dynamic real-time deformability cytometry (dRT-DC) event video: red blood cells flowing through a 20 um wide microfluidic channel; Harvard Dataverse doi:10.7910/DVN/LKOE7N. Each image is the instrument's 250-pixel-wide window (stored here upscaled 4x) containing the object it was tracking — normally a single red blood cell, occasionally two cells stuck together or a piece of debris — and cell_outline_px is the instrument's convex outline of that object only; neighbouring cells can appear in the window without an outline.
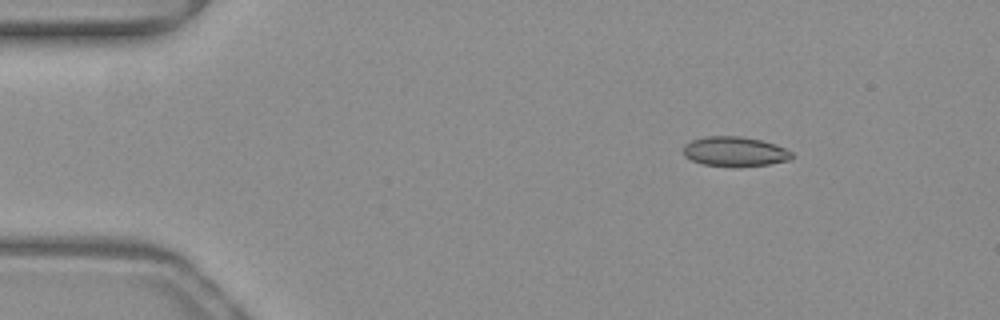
{"species": "common noctule bat (a hibernating species)", "species_latin": "Nyctalus noctula", "temperature_condition": "warm", "stored_images_in_passage": 51, "camera_frame_rate_fps": 3000, "um_per_image_px": 0.085, "animal": {"sex": "female", "body_mass_g": 19.3, "forearm_length_mm": 54.1}, "frame": {"image": 1, "passage_image": 7, "time_ms": 2.0, "image_size_px": [1000, 320], "cell_outline_px": [[792, 156], [788, 160], [768, 164], [704, 164], [692, 160], [684, 156], [684, 144], [692, 140], [708, 136], [740, 136], [760, 140], [776, 144], [792, 152]], "centroid_in_image_um": [62.44, 12.83], "position_along_channel_um": 22.6, "area_um2": 17.92}}
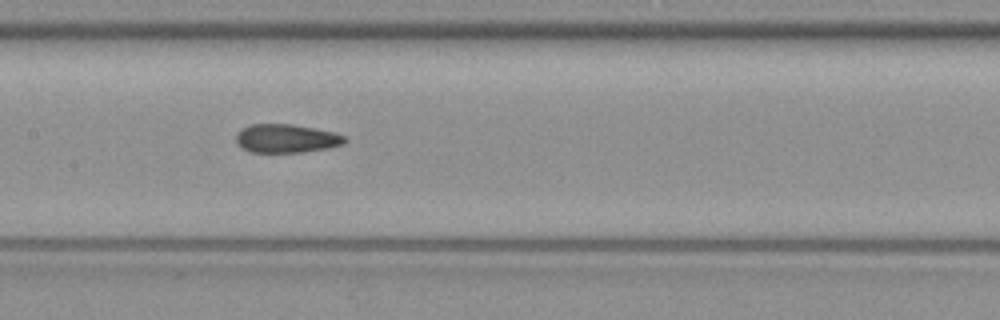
{"frame": {"image": 2, "passage_image": 25, "time_ms": 8.0, "image_size_px": [1000, 320], "cell_outline_px": [[348, 140], [344, 144], [328, 148], [304, 152], [252, 152], [236, 144], [236, 132], [252, 124], [292, 124], [336, 132], [344, 136]], "centroid_in_image_um": [24.37, 11.77], "position_along_channel_um": 183.0, "area_um2": 18.15}}
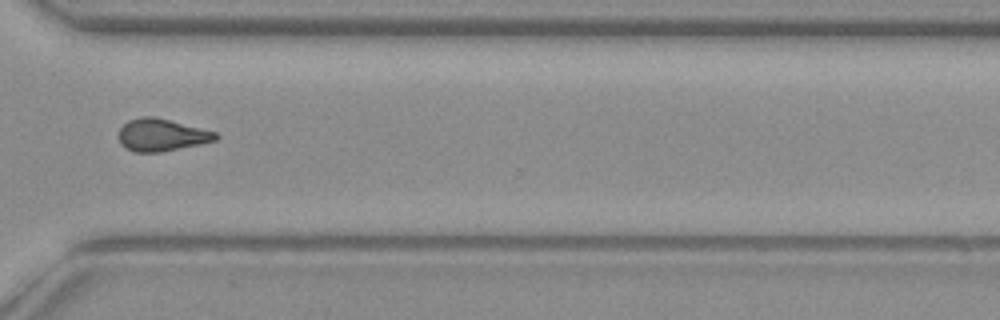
{"frame": {"image": 3, "passage_image": 38, "time_ms": 12.333, "image_size_px": [1000, 320], "cell_outline_px": [[220, 136], [216, 140], [200, 144], [160, 152], [136, 152], [120, 144], [116, 136], [120, 128], [128, 120], [140, 116], [152, 116], [216, 132]], "centroid_in_image_um": [13.69, 11.47], "position_along_channel_um": 356.9, "area_um2": 18.21}, "authors_computed_cell_mechanics": {"area_um2": 18.207, "velocity_mm_per_s": 4.0167, "shape_relaxation_time_tau1_ms": null, "shape_relaxation_time_tau2_ms": 1.8445, "deformation_change_tau1": null, "deformation_change_tau2": 0.0868}}